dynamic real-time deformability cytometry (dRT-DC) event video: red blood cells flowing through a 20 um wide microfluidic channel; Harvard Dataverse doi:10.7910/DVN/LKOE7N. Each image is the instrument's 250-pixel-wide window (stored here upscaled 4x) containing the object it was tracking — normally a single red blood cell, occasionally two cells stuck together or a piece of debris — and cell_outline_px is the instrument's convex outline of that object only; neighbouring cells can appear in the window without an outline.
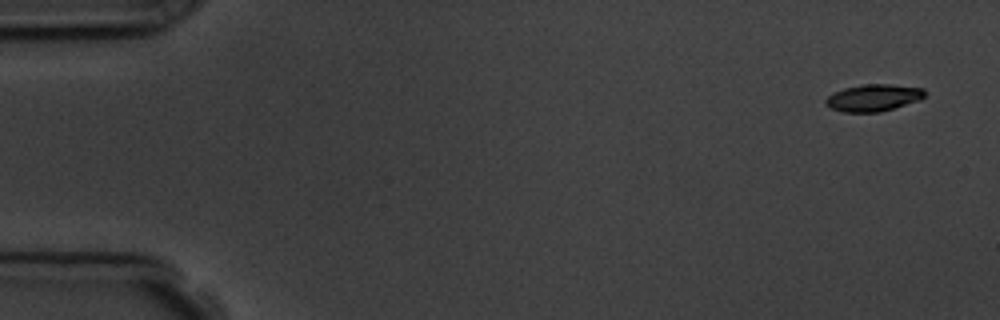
{"species": "common noctule bat (a hibernating species)", "species_latin": "Nyctalus noctula", "temperature_condition": "room temperature", "stored_images_in_passage": 6, "segment_of_instrument_passage": [1, 2], "camera_frame_rate_fps": 3000, "um_per_image_px": 0.085, "animal": {"sex": "male", "body_mass_g": 19.5, "forearm_length_mm": 54.6}, "frame": {"image": 1, "passage_image": 1, "time_ms": 0.0, "image_size_px": [1000, 320], "cell_outline_px": [[924, 96], [920, 100], [880, 112], [844, 112], [832, 108], [824, 104], [824, 100], [832, 92], [844, 88], [864, 84], [892, 84], [924, 88]], "centroid_in_image_um": [74.22, 8.3], "position_along_channel_um": 10.8, "area_um2": 15.61}}
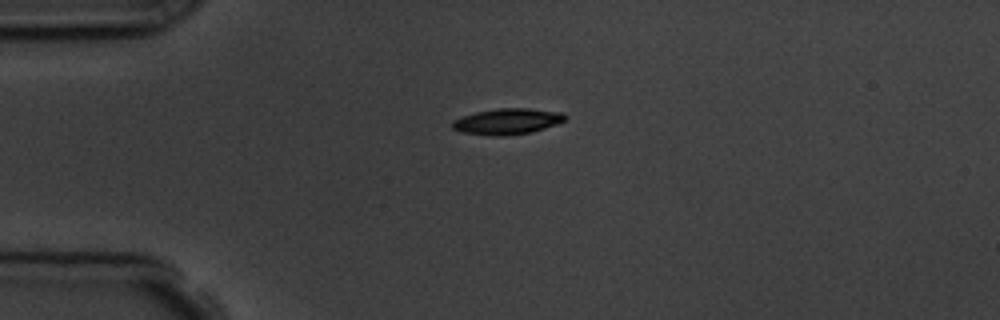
{"frame": {"image": 2, "passage_image": 4, "time_ms": 3.667, "image_size_px": [1000, 320], "cell_outline_px": [[568, 116], [564, 120], [556, 124], [532, 132], [504, 136], [492, 136], [460, 132], [452, 128], [452, 120], [476, 112], [496, 108], [528, 108], [560, 112]], "centroid_in_image_um": [43.1, 10.32], "position_along_channel_um": 41.9, "area_um2": 17.05}}